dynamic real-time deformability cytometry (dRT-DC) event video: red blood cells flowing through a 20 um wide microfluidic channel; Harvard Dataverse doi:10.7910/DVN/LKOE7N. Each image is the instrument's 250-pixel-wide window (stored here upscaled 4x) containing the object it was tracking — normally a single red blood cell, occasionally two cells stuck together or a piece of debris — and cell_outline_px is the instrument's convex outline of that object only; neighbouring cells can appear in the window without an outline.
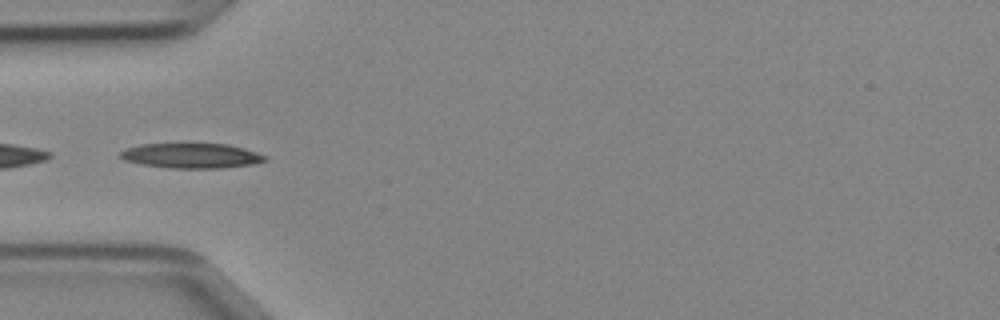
{"species": "Egyptian fruit bat (a non-hibernating species)", "species_latin": "Rousettus aegyptiacus", "temperature_condition": "cold", "stored_images_in_passage": 16, "segment_of_instrument_passage": [2, 2], "camera_frame_rate_fps": 3000, "um_per_image_px": 0.085, "animal": {"sex": "female"}, "frame": {"image": 1, "passage_image": 14, "time_ms": 4.333, "image_size_px": [1000, 320], "cell_outline_px": [[268, 160], [252, 164], [220, 168], [168, 168], [140, 164], [124, 160], [120, 156], [120, 152], [124, 148], [140, 144], [228, 144], [244, 148], [268, 156]], "centroid_in_image_um": [16.26, 13.23], "position_along_channel_um": 68.7, "area_um2": 21.1}}